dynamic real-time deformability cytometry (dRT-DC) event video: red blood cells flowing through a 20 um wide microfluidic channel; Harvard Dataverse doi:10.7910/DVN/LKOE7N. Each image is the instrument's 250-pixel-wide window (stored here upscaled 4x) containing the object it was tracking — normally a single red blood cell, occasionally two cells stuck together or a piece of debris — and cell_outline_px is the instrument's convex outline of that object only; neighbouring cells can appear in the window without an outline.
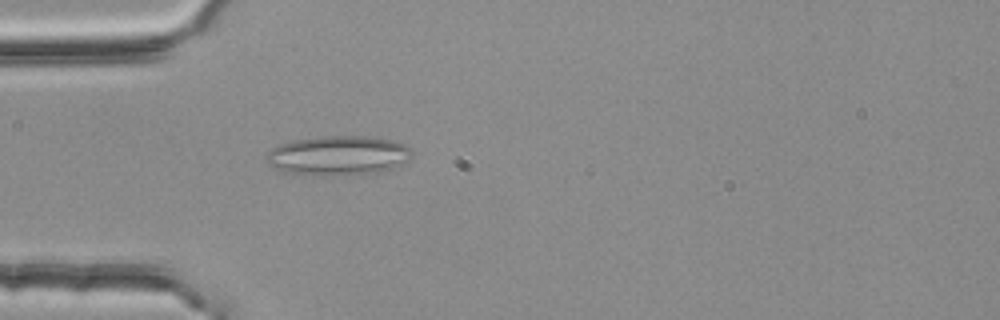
{"species": "common noctule bat (a hibernating species)", "species_latin": "Nyctalus noctula", "temperature_condition": "room temperature", "stored_images_in_passage": 3, "camera_frame_rate_fps": 3000, "um_per_image_px": 0.085, "animal": {"sex": "female", "body_mass_g": 25.1}, "frame": {"image": 1, "passage_image": 3, "time_ms": 0.667, "image_size_px": [1000, 320], "cell_outline_px": [[412, 152], [404, 160], [392, 168], [376, 172], [332, 176], [320, 176], [284, 172], [268, 164], [264, 160], [264, 152], [280, 144], [296, 140], [320, 136], [372, 136], [392, 140], [404, 144]], "centroid_in_image_um": [28.64, 13.21], "position_along_channel_um": 56.4, "area_um2": 33.47}}